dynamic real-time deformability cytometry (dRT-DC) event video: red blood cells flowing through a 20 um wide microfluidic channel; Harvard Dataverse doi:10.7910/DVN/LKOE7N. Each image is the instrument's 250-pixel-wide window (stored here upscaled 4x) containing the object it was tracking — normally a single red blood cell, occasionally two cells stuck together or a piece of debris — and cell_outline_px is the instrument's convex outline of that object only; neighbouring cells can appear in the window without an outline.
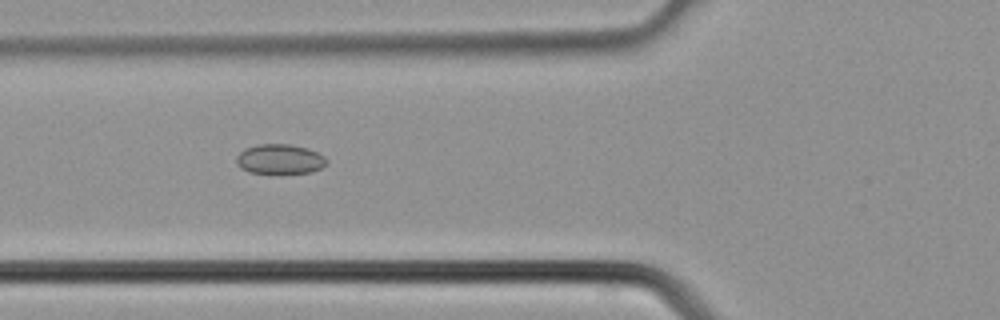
{"species": "common noctule bat (a hibernating species)", "species_latin": "Nyctalus noctula", "temperature_condition": "cold", "stored_images_in_passage": 36, "camera_frame_rate_fps": 3000, "um_per_image_px": 0.085, "animal": {"sex": "male", "body_mass_g": 21.5, "forearm_length_mm": 52.0}, "frame": {"image": 1, "passage_image": 14, "time_ms": 4.333, "image_size_px": [1000, 320], "cell_outline_px": [[328, 164], [312, 172], [248, 172], [240, 168], [236, 164], [236, 156], [244, 148], [256, 144], [288, 144], [308, 148], [324, 156], [328, 160]], "centroid_in_image_um": [23.77, 13.5], "position_along_channel_um": 102.0, "area_um2": 15.61}}
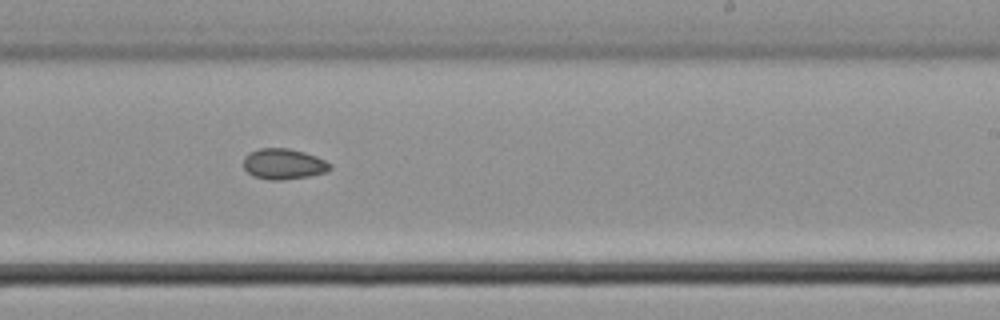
{"frame": {"image": 2, "passage_image": 23, "time_ms": 7.333, "image_size_px": [1000, 320], "cell_outline_px": [[332, 168], [324, 172], [308, 176], [280, 180], [268, 180], [252, 176], [244, 168], [244, 156], [248, 152], [260, 148], [288, 148], [304, 152], [316, 156], [332, 164]], "centroid_in_image_um": [24.08, 13.93], "position_along_channel_um": 264.9, "area_um2": 15.49}}
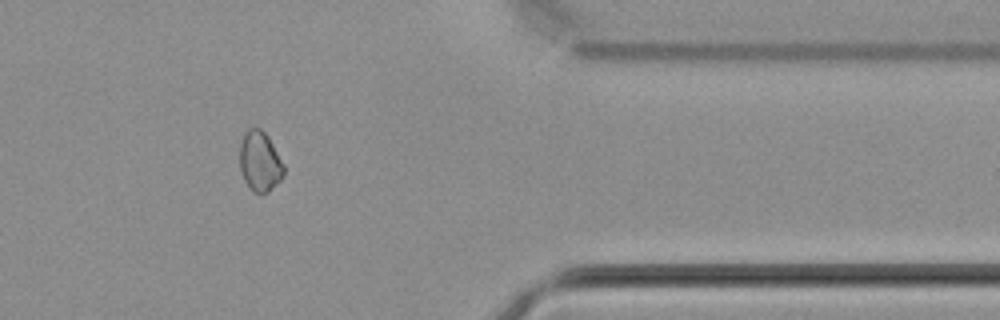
{"frame": {"image": 3, "passage_image": 31, "time_ms": 10.0, "image_size_px": [1000, 320], "cell_outline_px": [[284, 176], [268, 192], [252, 192], [244, 180], [240, 168], [240, 144], [244, 132], [248, 128], [260, 128], [268, 136], [284, 164]], "centroid_in_image_um": [22.09, 13.71], "position_along_channel_um": 389.3, "area_um2": 15.43}}